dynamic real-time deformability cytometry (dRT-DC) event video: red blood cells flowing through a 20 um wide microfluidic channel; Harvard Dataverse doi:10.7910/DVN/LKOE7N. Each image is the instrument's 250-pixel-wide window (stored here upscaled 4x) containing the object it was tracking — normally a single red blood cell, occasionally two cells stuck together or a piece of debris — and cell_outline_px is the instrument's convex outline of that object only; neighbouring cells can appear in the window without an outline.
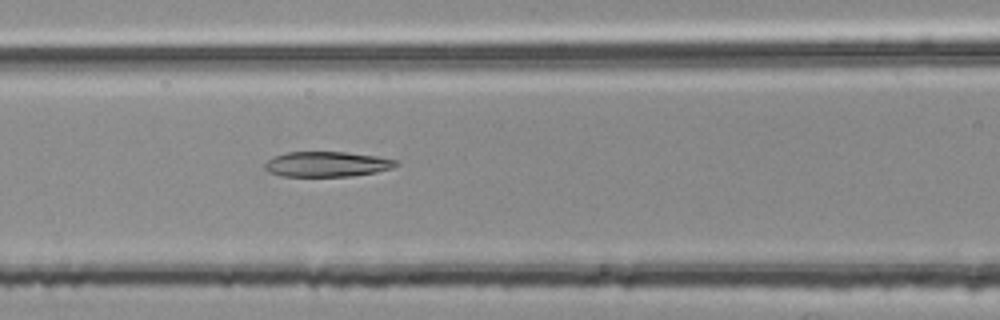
{"species": "common noctule bat (a hibernating species)", "species_latin": "Nyctalus noctula", "temperature_condition": "room temperature", "stored_images_in_passage": 42, "camera_frame_rate_fps": 3000, "um_per_image_px": 0.085, "animal": {"sex": "female", "body_mass_g": 25.1}, "frame": {"image": 1, "passage_image": 16, "time_ms": 5.0, "image_size_px": [1000, 320], "cell_outline_px": [[400, 164], [392, 168], [376, 172], [352, 176], [280, 176], [268, 172], [264, 168], [264, 164], [272, 156], [288, 152], [344, 152], [376, 156], [396, 160]], "centroid_in_image_um": [27.76, 13.95], "position_along_channel_um": 138.8, "area_um2": 19.31}}
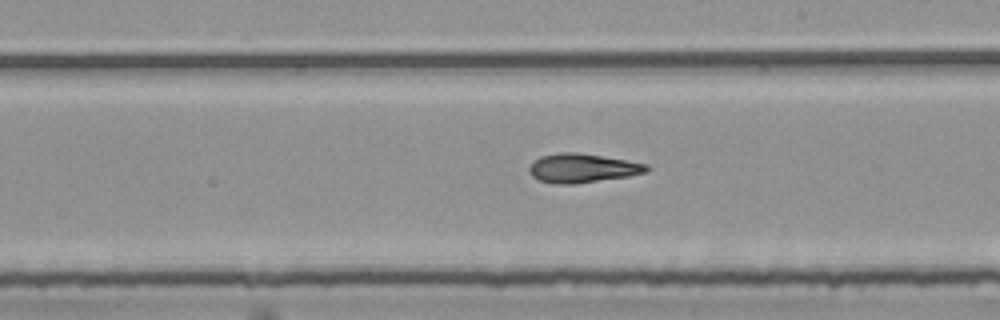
{"frame": {"image": 2, "passage_image": 24, "time_ms": 7.667, "image_size_px": [1000, 320], "cell_outline_px": [[652, 168], [644, 172], [628, 176], [576, 184], [556, 184], [540, 180], [532, 176], [528, 172], [528, 168], [532, 160], [540, 156], [560, 152], [576, 152], [648, 164]], "centroid_in_image_um": [49.45, 14.29], "position_along_channel_um": 239.6, "area_um2": 19.83}}
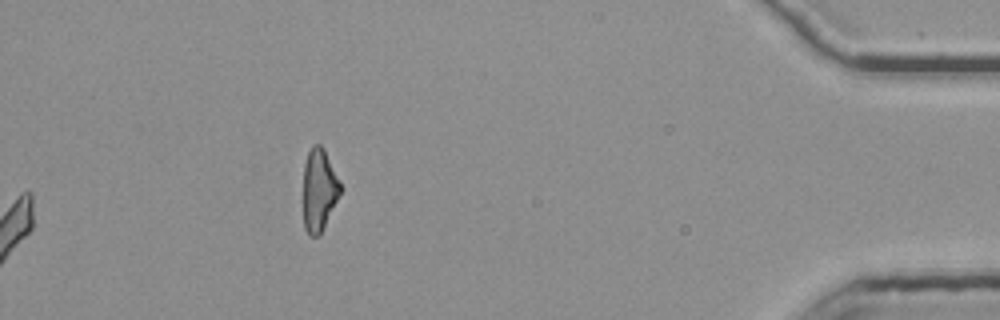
{"frame": {"image": 3, "passage_image": 42, "time_ms": 13.667, "image_size_px": [1000, 320], "cell_outline_px": [[344, 188], [320, 232], [316, 236], [308, 236], [304, 228], [304, 164], [308, 152], [312, 144], [320, 144], [324, 148]], "centroid_in_image_um": [27.14, 16.1], "position_along_channel_um": 408.1, "area_um2": 17.86}, "authors_computed_cell_mechanics": {"area_um2": 19.652, "velocity_mm_per_s": 3.78, "shape_relaxation_time_tau1_ms": null, "shape_relaxation_time_tau2_ms": 5.1631, "deformation_change_tau1": null, "deformation_change_tau2": 0.1495}}